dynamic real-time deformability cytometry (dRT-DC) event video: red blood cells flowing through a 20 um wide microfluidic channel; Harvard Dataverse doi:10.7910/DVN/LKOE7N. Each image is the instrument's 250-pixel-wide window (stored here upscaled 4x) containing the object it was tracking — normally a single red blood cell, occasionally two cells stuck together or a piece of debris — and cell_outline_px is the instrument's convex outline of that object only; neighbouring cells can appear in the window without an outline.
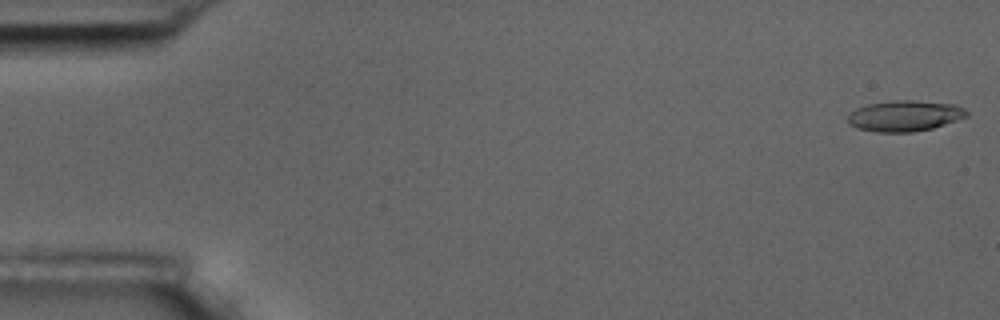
{"species": "common noctule bat (a hibernating species)", "species_latin": "Nyctalus noctula", "temperature_condition": "room temperature", "stored_images_in_passage": 56, "camera_frame_rate_fps": 3000, "um_per_image_px": 0.085, "animal": {"sex": "male", "body_mass_g": 17.5, "forearm_length_mm": 52.3}, "frame": {"image": 1, "passage_image": 1, "time_ms": 0.0, "image_size_px": [1000, 320], "cell_outline_px": [[968, 116], [932, 128], [912, 132], [876, 132], [856, 128], [848, 124], [848, 116], [856, 108], [868, 104], [896, 100], [912, 100], [956, 104], [964, 108], [968, 112]], "centroid_in_image_um": [76.9, 9.85], "position_along_channel_um": 8.1, "area_um2": 21.33}}
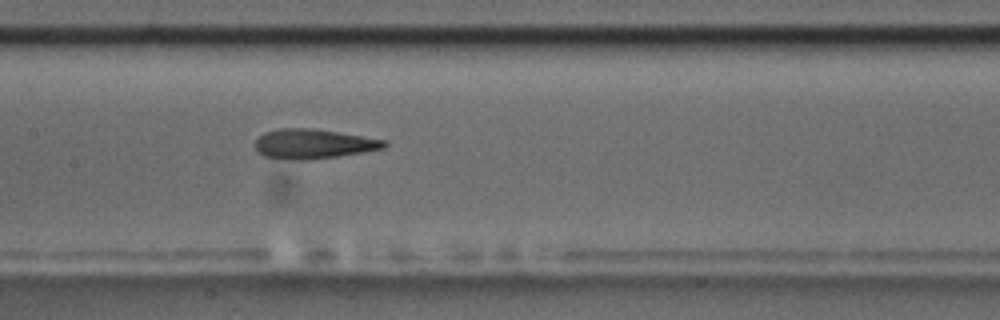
{"frame": {"image": 2, "passage_image": 27, "time_ms": 8.667, "image_size_px": [1000, 320], "cell_outline_px": [[388, 144], [384, 148], [364, 152], [308, 160], [296, 160], [264, 156], [256, 152], [256, 140], [264, 132], [280, 128], [312, 128], [388, 140]], "centroid_in_image_um": [26.65, 12.22], "position_along_channel_um": 180.8, "area_um2": 22.25}}
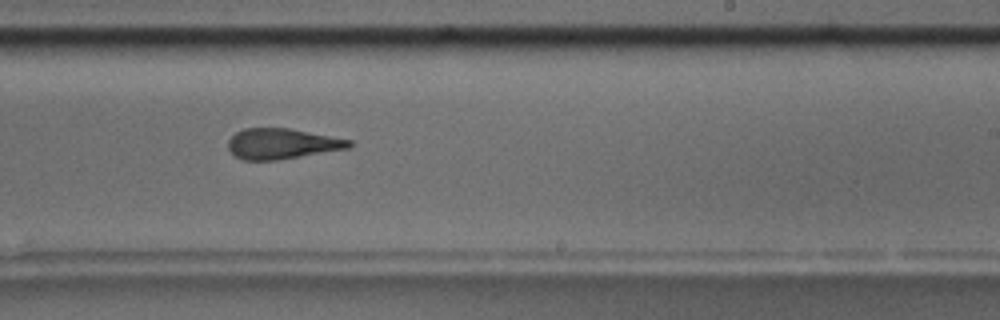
{"frame": {"image": 3, "passage_image": 34, "time_ms": 11.0, "image_size_px": [1000, 320], "cell_outline_px": [[352, 144], [348, 148], [276, 160], [244, 160], [236, 156], [228, 148], [228, 140], [236, 132], [244, 128], [288, 128], [352, 140]], "centroid_in_image_um": [23.94, 12.21], "position_along_channel_um": 265.1, "area_um2": 21.21}, "authors_computed_cell_mechanics": {"area_um2": 22.1374, "velocity_mm_per_s": 3.6289, "shape_relaxation_time_tau1_ms": 9.3261, "shape_relaxation_time_tau2_ms": 2.4361, "deformation_change_tau1": 0.2783, "deformation_change_tau2": 0.1409}}